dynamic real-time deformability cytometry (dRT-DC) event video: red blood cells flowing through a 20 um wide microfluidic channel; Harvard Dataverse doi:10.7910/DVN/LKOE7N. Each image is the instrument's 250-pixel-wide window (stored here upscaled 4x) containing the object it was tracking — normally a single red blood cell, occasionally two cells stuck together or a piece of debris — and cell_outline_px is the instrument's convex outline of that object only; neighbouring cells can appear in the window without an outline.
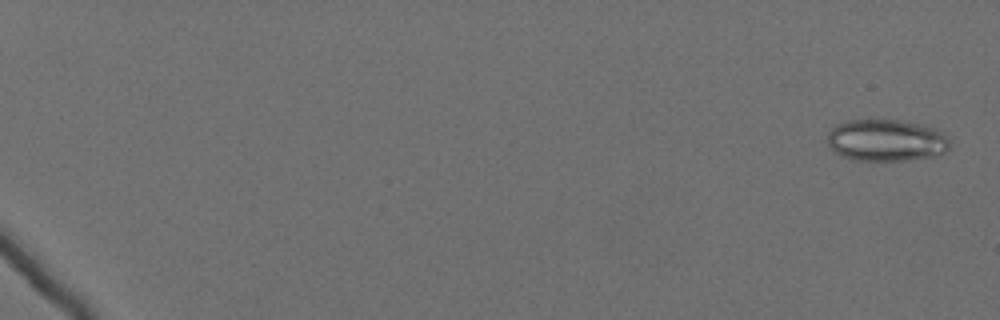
{"species": "Egyptian fruit bat (a non-hibernating species)", "species_latin": "Rousettus aegyptiacus", "temperature_condition": "cold", "stored_images_in_passage": 9, "camera_frame_rate_fps": 3000, "um_per_image_px": 0.085, "animal": {"sex": "female"}, "frame": {"image": 1, "passage_image": 3, "time_ms": 0.667, "image_size_px": [1000, 320], "cell_outline_px": [[948, 148], [944, 152], [936, 156], [908, 160], [852, 160], [840, 156], [828, 144], [828, 132], [836, 124], [844, 120], [868, 116], [872, 116], [900, 120], [924, 124], [936, 128], [944, 132], [948, 136]], "centroid_in_image_um": [75.31, 11.86], "position_along_channel_um": 9.7, "area_um2": 31.04}}